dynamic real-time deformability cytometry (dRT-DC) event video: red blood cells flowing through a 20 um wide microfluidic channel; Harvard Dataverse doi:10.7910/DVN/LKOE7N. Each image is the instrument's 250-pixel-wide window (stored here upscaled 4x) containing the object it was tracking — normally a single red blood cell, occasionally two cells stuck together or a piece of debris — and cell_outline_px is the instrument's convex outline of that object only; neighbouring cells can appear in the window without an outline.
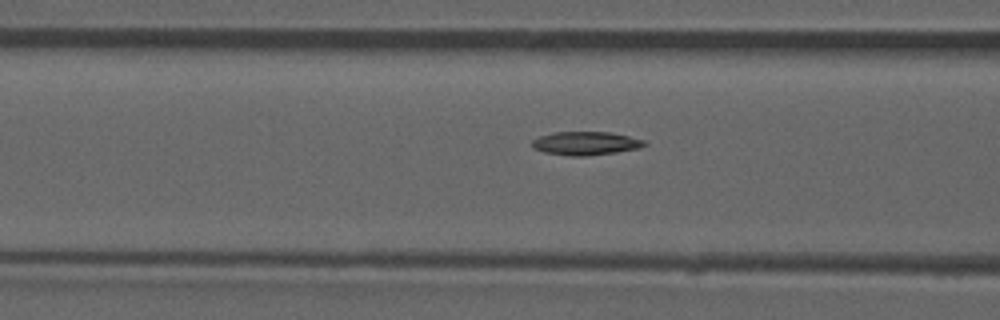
{"species": "common noctule bat (a hibernating species)", "species_latin": "Nyctalus noctula", "temperature_condition": "room temperature", "stored_images_in_passage": 38, "camera_frame_rate_fps": 3000, "um_per_image_px": 0.085, "animal": {"sex": "male", "forearm_length_mm": 52.5}, "frame": {"image": 1, "passage_image": 6, "time_ms": 1.667, "image_size_px": [1000, 320], "cell_outline_px": [[648, 144], [640, 148], [616, 152], [588, 156], [568, 156], [544, 152], [532, 148], [532, 140], [540, 136], [552, 132], [612, 132], [644, 140]], "centroid_in_image_um": [49.78, 12.18], "position_along_channel_um": 116.8, "area_um2": 15.49}}